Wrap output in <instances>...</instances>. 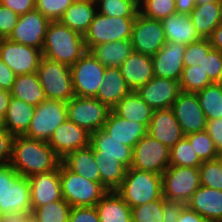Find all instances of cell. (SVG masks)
<instances>
[{"label":"cell","instance_id":"obj_1","mask_svg":"<svg viewBox=\"0 0 222 222\" xmlns=\"http://www.w3.org/2000/svg\"><path fill=\"white\" fill-rule=\"evenodd\" d=\"M62 159L48 145L47 141L15 136L10 165L24 177L47 173L59 168Z\"/></svg>","mask_w":222,"mask_h":222},{"label":"cell","instance_id":"obj_2","mask_svg":"<svg viewBox=\"0 0 222 222\" xmlns=\"http://www.w3.org/2000/svg\"><path fill=\"white\" fill-rule=\"evenodd\" d=\"M87 52L83 35L60 21H51L45 34L43 57L73 65Z\"/></svg>","mask_w":222,"mask_h":222},{"label":"cell","instance_id":"obj_3","mask_svg":"<svg viewBox=\"0 0 222 222\" xmlns=\"http://www.w3.org/2000/svg\"><path fill=\"white\" fill-rule=\"evenodd\" d=\"M115 191L130 208L156 201L163 197L162 175L127 168L122 184Z\"/></svg>","mask_w":222,"mask_h":222},{"label":"cell","instance_id":"obj_4","mask_svg":"<svg viewBox=\"0 0 222 222\" xmlns=\"http://www.w3.org/2000/svg\"><path fill=\"white\" fill-rule=\"evenodd\" d=\"M62 198L71 207L95 206L108 190L95 181H90L67 169L62 163L59 166Z\"/></svg>","mask_w":222,"mask_h":222},{"label":"cell","instance_id":"obj_5","mask_svg":"<svg viewBox=\"0 0 222 222\" xmlns=\"http://www.w3.org/2000/svg\"><path fill=\"white\" fill-rule=\"evenodd\" d=\"M200 186L199 167L170 165L162 173L163 197L173 206L185 205Z\"/></svg>","mask_w":222,"mask_h":222},{"label":"cell","instance_id":"obj_6","mask_svg":"<svg viewBox=\"0 0 222 222\" xmlns=\"http://www.w3.org/2000/svg\"><path fill=\"white\" fill-rule=\"evenodd\" d=\"M36 73L47 99L69 102L75 97L69 65L42 57Z\"/></svg>","mask_w":222,"mask_h":222},{"label":"cell","instance_id":"obj_7","mask_svg":"<svg viewBox=\"0 0 222 222\" xmlns=\"http://www.w3.org/2000/svg\"><path fill=\"white\" fill-rule=\"evenodd\" d=\"M135 18L110 17L97 12L83 35L87 51L94 45L130 40Z\"/></svg>","mask_w":222,"mask_h":222},{"label":"cell","instance_id":"obj_8","mask_svg":"<svg viewBox=\"0 0 222 222\" xmlns=\"http://www.w3.org/2000/svg\"><path fill=\"white\" fill-rule=\"evenodd\" d=\"M67 119V102L46 99L35 107L34 115L24 136L47 141L54 130Z\"/></svg>","mask_w":222,"mask_h":222},{"label":"cell","instance_id":"obj_9","mask_svg":"<svg viewBox=\"0 0 222 222\" xmlns=\"http://www.w3.org/2000/svg\"><path fill=\"white\" fill-rule=\"evenodd\" d=\"M75 96L95 98L103 81L105 67L87 51L70 66Z\"/></svg>","mask_w":222,"mask_h":222},{"label":"cell","instance_id":"obj_10","mask_svg":"<svg viewBox=\"0 0 222 222\" xmlns=\"http://www.w3.org/2000/svg\"><path fill=\"white\" fill-rule=\"evenodd\" d=\"M170 166V149L149 134L133 148L131 168L162 175Z\"/></svg>","mask_w":222,"mask_h":222},{"label":"cell","instance_id":"obj_11","mask_svg":"<svg viewBox=\"0 0 222 222\" xmlns=\"http://www.w3.org/2000/svg\"><path fill=\"white\" fill-rule=\"evenodd\" d=\"M109 112L96 98L75 96L67 102V119L89 133L102 129Z\"/></svg>","mask_w":222,"mask_h":222},{"label":"cell","instance_id":"obj_12","mask_svg":"<svg viewBox=\"0 0 222 222\" xmlns=\"http://www.w3.org/2000/svg\"><path fill=\"white\" fill-rule=\"evenodd\" d=\"M130 40L134 52L154 56L167 42L162 21L138 13Z\"/></svg>","mask_w":222,"mask_h":222},{"label":"cell","instance_id":"obj_13","mask_svg":"<svg viewBox=\"0 0 222 222\" xmlns=\"http://www.w3.org/2000/svg\"><path fill=\"white\" fill-rule=\"evenodd\" d=\"M42 57V51L35 47L0 38V59L16 75L36 72Z\"/></svg>","mask_w":222,"mask_h":222},{"label":"cell","instance_id":"obj_14","mask_svg":"<svg viewBox=\"0 0 222 222\" xmlns=\"http://www.w3.org/2000/svg\"><path fill=\"white\" fill-rule=\"evenodd\" d=\"M171 109L184 136L206 130L207 118L196 93L180 92Z\"/></svg>","mask_w":222,"mask_h":222},{"label":"cell","instance_id":"obj_15","mask_svg":"<svg viewBox=\"0 0 222 222\" xmlns=\"http://www.w3.org/2000/svg\"><path fill=\"white\" fill-rule=\"evenodd\" d=\"M50 22L36 9L19 15L17 24L8 39L42 51L45 34Z\"/></svg>","mask_w":222,"mask_h":222},{"label":"cell","instance_id":"obj_16","mask_svg":"<svg viewBox=\"0 0 222 222\" xmlns=\"http://www.w3.org/2000/svg\"><path fill=\"white\" fill-rule=\"evenodd\" d=\"M136 92L153 110H160L172 108L181 91L179 81L154 76Z\"/></svg>","mask_w":222,"mask_h":222},{"label":"cell","instance_id":"obj_17","mask_svg":"<svg viewBox=\"0 0 222 222\" xmlns=\"http://www.w3.org/2000/svg\"><path fill=\"white\" fill-rule=\"evenodd\" d=\"M12 213L32 214L29 179L20 174L0 193V216Z\"/></svg>","mask_w":222,"mask_h":222},{"label":"cell","instance_id":"obj_18","mask_svg":"<svg viewBox=\"0 0 222 222\" xmlns=\"http://www.w3.org/2000/svg\"><path fill=\"white\" fill-rule=\"evenodd\" d=\"M48 145L63 159L67 154L90 145V133L66 119L48 140Z\"/></svg>","mask_w":222,"mask_h":222},{"label":"cell","instance_id":"obj_19","mask_svg":"<svg viewBox=\"0 0 222 222\" xmlns=\"http://www.w3.org/2000/svg\"><path fill=\"white\" fill-rule=\"evenodd\" d=\"M185 45L166 42L164 46L151 57L154 76L180 81Z\"/></svg>","mask_w":222,"mask_h":222},{"label":"cell","instance_id":"obj_20","mask_svg":"<svg viewBox=\"0 0 222 222\" xmlns=\"http://www.w3.org/2000/svg\"><path fill=\"white\" fill-rule=\"evenodd\" d=\"M28 179L32 210L50 202L63 199L59 168L47 173L35 174Z\"/></svg>","mask_w":222,"mask_h":222},{"label":"cell","instance_id":"obj_21","mask_svg":"<svg viewBox=\"0 0 222 222\" xmlns=\"http://www.w3.org/2000/svg\"><path fill=\"white\" fill-rule=\"evenodd\" d=\"M147 134L171 149L184 134L171 108L154 110Z\"/></svg>","mask_w":222,"mask_h":222},{"label":"cell","instance_id":"obj_22","mask_svg":"<svg viewBox=\"0 0 222 222\" xmlns=\"http://www.w3.org/2000/svg\"><path fill=\"white\" fill-rule=\"evenodd\" d=\"M102 130L132 149L147 134V127L144 124L121 118L112 110H110Z\"/></svg>","mask_w":222,"mask_h":222},{"label":"cell","instance_id":"obj_23","mask_svg":"<svg viewBox=\"0 0 222 222\" xmlns=\"http://www.w3.org/2000/svg\"><path fill=\"white\" fill-rule=\"evenodd\" d=\"M90 146L93 148L95 158L117 159L130 168L133 149L113 139L102 129L90 133Z\"/></svg>","mask_w":222,"mask_h":222},{"label":"cell","instance_id":"obj_24","mask_svg":"<svg viewBox=\"0 0 222 222\" xmlns=\"http://www.w3.org/2000/svg\"><path fill=\"white\" fill-rule=\"evenodd\" d=\"M185 205L209 222H222V190L200 186Z\"/></svg>","mask_w":222,"mask_h":222},{"label":"cell","instance_id":"obj_25","mask_svg":"<svg viewBox=\"0 0 222 222\" xmlns=\"http://www.w3.org/2000/svg\"><path fill=\"white\" fill-rule=\"evenodd\" d=\"M119 69L132 91H136L154 77L151 56L134 51L121 64Z\"/></svg>","mask_w":222,"mask_h":222},{"label":"cell","instance_id":"obj_26","mask_svg":"<svg viewBox=\"0 0 222 222\" xmlns=\"http://www.w3.org/2000/svg\"><path fill=\"white\" fill-rule=\"evenodd\" d=\"M96 94V99L110 110L132 90L128 87L119 67L105 68L103 81Z\"/></svg>","mask_w":222,"mask_h":222},{"label":"cell","instance_id":"obj_27","mask_svg":"<svg viewBox=\"0 0 222 222\" xmlns=\"http://www.w3.org/2000/svg\"><path fill=\"white\" fill-rule=\"evenodd\" d=\"M161 21L167 42L187 46L201 39L188 14L175 13Z\"/></svg>","mask_w":222,"mask_h":222},{"label":"cell","instance_id":"obj_28","mask_svg":"<svg viewBox=\"0 0 222 222\" xmlns=\"http://www.w3.org/2000/svg\"><path fill=\"white\" fill-rule=\"evenodd\" d=\"M189 15L199 36L209 38L222 22V0L196 4Z\"/></svg>","mask_w":222,"mask_h":222},{"label":"cell","instance_id":"obj_29","mask_svg":"<svg viewBox=\"0 0 222 222\" xmlns=\"http://www.w3.org/2000/svg\"><path fill=\"white\" fill-rule=\"evenodd\" d=\"M61 163L70 171L90 181L100 183L98 164L90 145L70 152L62 159Z\"/></svg>","mask_w":222,"mask_h":222},{"label":"cell","instance_id":"obj_30","mask_svg":"<svg viewBox=\"0 0 222 222\" xmlns=\"http://www.w3.org/2000/svg\"><path fill=\"white\" fill-rule=\"evenodd\" d=\"M111 110L121 118L142 123L147 128L154 111L136 91L124 96Z\"/></svg>","mask_w":222,"mask_h":222},{"label":"cell","instance_id":"obj_31","mask_svg":"<svg viewBox=\"0 0 222 222\" xmlns=\"http://www.w3.org/2000/svg\"><path fill=\"white\" fill-rule=\"evenodd\" d=\"M97 13L96 4L90 0H75L64 12L60 22L84 35Z\"/></svg>","mask_w":222,"mask_h":222},{"label":"cell","instance_id":"obj_32","mask_svg":"<svg viewBox=\"0 0 222 222\" xmlns=\"http://www.w3.org/2000/svg\"><path fill=\"white\" fill-rule=\"evenodd\" d=\"M10 94L34 107L47 99L36 72L16 75Z\"/></svg>","mask_w":222,"mask_h":222},{"label":"cell","instance_id":"obj_33","mask_svg":"<svg viewBox=\"0 0 222 222\" xmlns=\"http://www.w3.org/2000/svg\"><path fill=\"white\" fill-rule=\"evenodd\" d=\"M105 68L120 67L134 51L131 40L94 45L88 50Z\"/></svg>","mask_w":222,"mask_h":222},{"label":"cell","instance_id":"obj_34","mask_svg":"<svg viewBox=\"0 0 222 222\" xmlns=\"http://www.w3.org/2000/svg\"><path fill=\"white\" fill-rule=\"evenodd\" d=\"M35 107L11 97L4 116L6 130L13 136L24 135L34 115Z\"/></svg>","mask_w":222,"mask_h":222},{"label":"cell","instance_id":"obj_35","mask_svg":"<svg viewBox=\"0 0 222 222\" xmlns=\"http://www.w3.org/2000/svg\"><path fill=\"white\" fill-rule=\"evenodd\" d=\"M95 207L100 222H132L131 208L116 191H108Z\"/></svg>","mask_w":222,"mask_h":222},{"label":"cell","instance_id":"obj_36","mask_svg":"<svg viewBox=\"0 0 222 222\" xmlns=\"http://www.w3.org/2000/svg\"><path fill=\"white\" fill-rule=\"evenodd\" d=\"M174 206L164 197L131 208L132 222H171Z\"/></svg>","mask_w":222,"mask_h":222},{"label":"cell","instance_id":"obj_37","mask_svg":"<svg viewBox=\"0 0 222 222\" xmlns=\"http://www.w3.org/2000/svg\"><path fill=\"white\" fill-rule=\"evenodd\" d=\"M95 159L100 173V183H102L108 191H115L122 184L127 167L117 159Z\"/></svg>","mask_w":222,"mask_h":222},{"label":"cell","instance_id":"obj_38","mask_svg":"<svg viewBox=\"0 0 222 222\" xmlns=\"http://www.w3.org/2000/svg\"><path fill=\"white\" fill-rule=\"evenodd\" d=\"M196 94L207 120L222 118L221 84L213 82Z\"/></svg>","mask_w":222,"mask_h":222},{"label":"cell","instance_id":"obj_39","mask_svg":"<svg viewBox=\"0 0 222 222\" xmlns=\"http://www.w3.org/2000/svg\"><path fill=\"white\" fill-rule=\"evenodd\" d=\"M71 206L64 200L50 202L32 210L33 222H68Z\"/></svg>","mask_w":222,"mask_h":222},{"label":"cell","instance_id":"obj_40","mask_svg":"<svg viewBox=\"0 0 222 222\" xmlns=\"http://www.w3.org/2000/svg\"><path fill=\"white\" fill-rule=\"evenodd\" d=\"M97 12L110 17H136L139 13V0H100L96 3Z\"/></svg>","mask_w":222,"mask_h":222},{"label":"cell","instance_id":"obj_41","mask_svg":"<svg viewBox=\"0 0 222 222\" xmlns=\"http://www.w3.org/2000/svg\"><path fill=\"white\" fill-rule=\"evenodd\" d=\"M202 163L185 136L170 149L171 166L199 167Z\"/></svg>","mask_w":222,"mask_h":222},{"label":"cell","instance_id":"obj_42","mask_svg":"<svg viewBox=\"0 0 222 222\" xmlns=\"http://www.w3.org/2000/svg\"><path fill=\"white\" fill-rule=\"evenodd\" d=\"M213 82L208 74L198 64L191 67H184L179 81L180 91L185 93H197Z\"/></svg>","mask_w":222,"mask_h":222},{"label":"cell","instance_id":"obj_43","mask_svg":"<svg viewBox=\"0 0 222 222\" xmlns=\"http://www.w3.org/2000/svg\"><path fill=\"white\" fill-rule=\"evenodd\" d=\"M139 13L150 19L162 20L177 13L175 0H139Z\"/></svg>","mask_w":222,"mask_h":222},{"label":"cell","instance_id":"obj_44","mask_svg":"<svg viewBox=\"0 0 222 222\" xmlns=\"http://www.w3.org/2000/svg\"><path fill=\"white\" fill-rule=\"evenodd\" d=\"M202 161L217 159L218 150L206 130L185 136Z\"/></svg>","mask_w":222,"mask_h":222},{"label":"cell","instance_id":"obj_45","mask_svg":"<svg viewBox=\"0 0 222 222\" xmlns=\"http://www.w3.org/2000/svg\"><path fill=\"white\" fill-rule=\"evenodd\" d=\"M200 185L222 190V165L215 160L203 161L199 166Z\"/></svg>","mask_w":222,"mask_h":222},{"label":"cell","instance_id":"obj_46","mask_svg":"<svg viewBox=\"0 0 222 222\" xmlns=\"http://www.w3.org/2000/svg\"><path fill=\"white\" fill-rule=\"evenodd\" d=\"M75 0H35V9L50 21H59Z\"/></svg>","mask_w":222,"mask_h":222},{"label":"cell","instance_id":"obj_47","mask_svg":"<svg viewBox=\"0 0 222 222\" xmlns=\"http://www.w3.org/2000/svg\"><path fill=\"white\" fill-rule=\"evenodd\" d=\"M209 38H201L185 47L183 55L184 67H191L197 64L204 55H207L212 49Z\"/></svg>","mask_w":222,"mask_h":222},{"label":"cell","instance_id":"obj_48","mask_svg":"<svg viewBox=\"0 0 222 222\" xmlns=\"http://www.w3.org/2000/svg\"><path fill=\"white\" fill-rule=\"evenodd\" d=\"M200 68L208 74L212 82L219 80L220 71L222 68V53L212 48L207 55L197 62Z\"/></svg>","mask_w":222,"mask_h":222},{"label":"cell","instance_id":"obj_49","mask_svg":"<svg viewBox=\"0 0 222 222\" xmlns=\"http://www.w3.org/2000/svg\"><path fill=\"white\" fill-rule=\"evenodd\" d=\"M19 15L0 5V38H8L17 24Z\"/></svg>","mask_w":222,"mask_h":222},{"label":"cell","instance_id":"obj_50","mask_svg":"<svg viewBox=\"0 0 222 222\" xmlns=\"http://www.w3.org/2000/svg\"><path fill=\"white\" fill-rule=\"evenodd\" d=\"M171 222H209L186 205H174Z\"/></svg>","mask_w":222,"mask_h":222},{"label":"cell","instance_id":"obj_51","mask_svg":"<svg viewBox=\"0 0 222 222\" xmlns=\"http://www.w3.org/2000/svg\"><path fill=\"white\" fill-rule=\"evenodd\" d=\"M68 222H100V219L95 206L72 207Z\"/></svg>","mask_w":222,"mask_h":222},{"label":"cell","instance_id":"obj_52","mask_svg":"<svg viewBox=\"0 0 222 222\" xmlns=\"http://www.w3.org/2000/svg\"><path fill=\"white\" fill-rule=\"evenodd\" d=\"M14 138L7 130L0 132V166L10 165Z\"/></svg>","mask_w":222,"mask_h":222},{"label":"cell","instance_id":"obj_53","mask_svg":"<svg viewBox=\"0 0 222 222\" xmlns=\"http://www.w3.org/2000/svg\"><path fill=\"white\" fill-rule=\"evenodd\" d=\"M0 5L22 15L35 9V0H0Z\"/></svg>","mask_w":222,"mask_h":222},{"label":"cell","instance_id":"obj_54","mask_svg":"<svg viewBox=\"0 0 222 222\" xmlns=\"http://www.w3.org/2000/svg\"><path fill=\"white\" fill-rule=\"evenodd\" d=\"M206 131L213 139L218 152L222 151V118L207 120Z\"/></svg>","mask_w":222,"mask_h":222},{"label":"cell","instance_id":"obj_55","mask_svg":"<svg viewBox=\"0 0 222 222\" xmlns=\"http://www.w3.org/2000/svg\"><path fill=\"white\" fill-rule=\"evenodd\" d=\"M16 74L0 59V88L10 91Z\"/></svg>","mask_w":222,"mask_h":222},{"label":"cell","instance_id":"obj_56","mask_svg":"<svg viewBox=\"0 0 222 222\" xmlns=\"http://www.w3.org/2000/svg\"><path fill=\"white\" fill-rule=\"evenodd\" d=\"M17 174L11 165L0 166V193Z\"/></svg>","mask_w":222,"mask_h":222},{"label":"cell","instance_id":"obj_57","mask_svg":"<svg viewBox=\"0 0 222 222\" xmlns=\"http://www.w3.org/2000/svg\"><path fill=\"white\" fill-rule=\"evenodd\" d=\"M0 222H33L27 213L2 214Z\"/></svg>","mask_w":222,"mask_h":222},{"label":"cell","instance_id":"obj_58","mask_svg":"<svg viewBox=\"0 0 222 222\" xmlns=\"http://www.w3.org/2000/svg\"><path fill=\"white\" fill-rule=\"evenodd\" d=\"M209 40L212 47L222 53V22L214 29Z\"/></svg>","mask_w":222,"mask_h":222},{"label":"cell","instance_id":"obj_59","mask_svg":"<svg viewBox=\"0 0 222 222\" xmlns=\"http://www.w3.org/2000/svg\"><path fill=\"white\" fill-rule=\"evenodd\" d=\"M176 11L179 14H190L196 6L195 0H175Z\"/></svg>","mask_w":222,"mask_h":222},{"label":"cell","instance_id":"obj_60","mask_svg":"<svg viewBox=\"0 0 222 222\" xmlns=\"http://www.w3.org/2000/svg\"><path fill=\"white\" fill-rule=\"evenodd\" d=\"M11 99L10 91L0 88V116L4 117Z\"/></svg>","mask_w":222,"mask_h":222},{"label":"cell","instance_id":"obj_61","mask_svg":"<svg viewBox=\"0 0 222 222\" xmlns=\"http://www.w3.org/2000/svg\"><path fill=\"white\" fill-rule=\"evenodd\" d=\"M3 130H6L4 117L0 116V132H2Z\"/></svg>","mask_w":222,"mask_h":222},{"label":"cell","instance_id":"obj_62","mask_svg":"<svg viewBox=\"0 0 222 222\" xmlns=\"http://www.w3.org/2000/svg\"><path fill=\"white\" fill-rule=\"evenodd\" d=\"M212 1H216V0H195L196 4H204V3H209Z\"/></svg>","mask_w":222,"mask_h":222},{"label":"cell","instance_id":"obj_63","mask_svg":"<svg viewBox=\"0 0 222 222\" xmlns=\"http://www.w3.org/2000/svg\"><path fill=\"white\" fill-rule=\"evenodd\" d=\"M217 160H218V161L221 163V165H222V151H221V152H218Z\"/></svg>","mask_w":222,"mask_h":222},{"label":"cell","instance_id":"obj_64","mask_svg":"<svg viewBox=\"0 0 222 222\" xmlns=\"http://www.w3.org/2000/svg\"><path fill=\"white\" fill-rule=\"evenodd\" d=\"M216 83H219V84L222 85V68H221V71H220L219 80Z\"/></svg>","mask_w":222,"mask_h":222},{"label":"cell","instance_id":"obj_65","mask_svg":"<svg viewBox=\"0 0 222 222\" xmlns=\"http://www.w3.org/2000/svg\"><path fill=\"white\" fill-rule=\"evenodd\" d=\"M90 1H92V2H94L96 4L100 0H90Z\"/></svg>","mask_w":222,"mask_h":222}]
</instances>
